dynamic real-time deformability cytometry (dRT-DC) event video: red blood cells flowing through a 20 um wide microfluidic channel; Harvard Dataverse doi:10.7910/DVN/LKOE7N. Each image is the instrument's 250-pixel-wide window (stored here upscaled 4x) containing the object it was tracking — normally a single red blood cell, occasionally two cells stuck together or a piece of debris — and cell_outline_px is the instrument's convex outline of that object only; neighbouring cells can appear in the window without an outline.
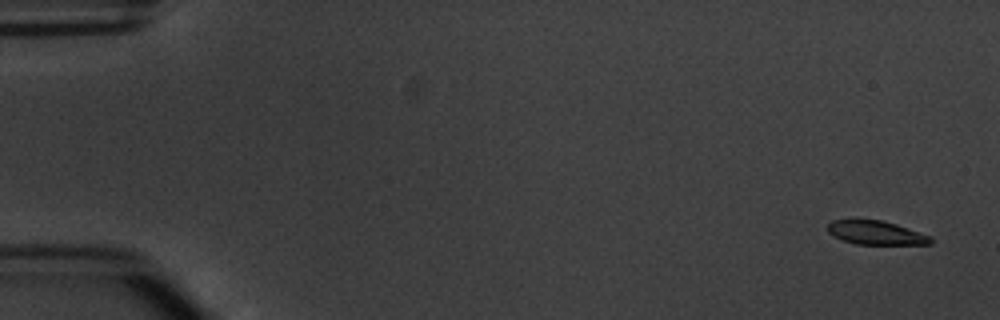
{"species": "common noctule bat (a hibernating species)", "species_latin": "Nyctalus noctula", "temperature_condition": "warm", "stored_images_in_passage": 5, "camera_frame_rate_fps": 3000, "um_per_image_px": 0.085, "animal": {"sex": "male", "body_mass_g": 20.1, "forearm_length_mm": 53.5}, "frame": {"image": 1, "passage_image": 1, "time_ms": 0.0, "image_size_px": [1000, 320], "cell_outline_px": [[932, 244], [856, 244], [832, 236], [828, 232], [828, 224], [832, 220], [880, 220], [896, 224], [932, 236]], "centroid_in_image_um": [74.47, 19.79], "position_along_channel_um": 10.5, "area_um2": 14.16}}
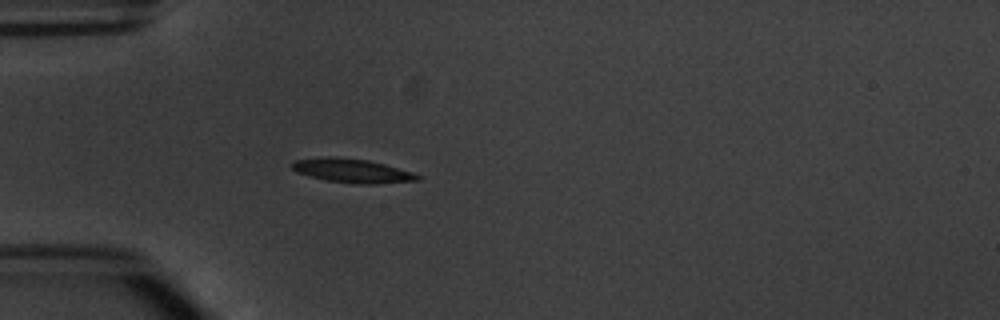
{"frame": {"image": 2, "passage_image": 5, "time_ms": 4.667, "image_size_px": [1000, 320], "cell_outline_px": [[420, 180], [376, 184], [360, 184], [328, 180], [308, 176], [296, 172], [288, 164], [292, 160], [328, 156], [336, 156], [368, 160], [384, 164], [412, 172], [420, 176]], "centroid_in_image_um": [29.87, 14.5], "position_along_channel_um": 55.1, "area_um2": 17.63}}